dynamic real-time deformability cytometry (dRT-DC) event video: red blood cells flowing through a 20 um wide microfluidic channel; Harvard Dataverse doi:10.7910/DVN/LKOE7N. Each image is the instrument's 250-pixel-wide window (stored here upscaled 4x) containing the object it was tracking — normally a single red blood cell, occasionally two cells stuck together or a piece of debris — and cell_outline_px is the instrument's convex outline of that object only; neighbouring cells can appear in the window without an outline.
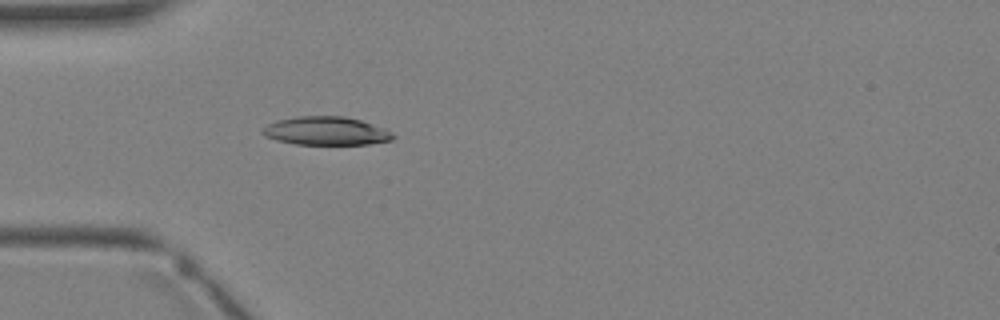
{"species": "Egyptian fruit bat (a non-hibernating species)", "species_latin": "Rousettus aegyptiacus", "temperature_condition": "warm", "stored_images_in_passage": 4, "camera_frame_rate_fps": 3000, "um_per_image_px": 0.085, "animal": {"sex": "female"}, "frame": {"image": 1, "passage_image": 4, "time_ms": 4.333, "image_size_px": [1000, 320], "cell_outline_px": [[396, 136], [392, 140], [368, 144], [296, 144], [276, 140], [264, 136], [260, 132], [268, 124], [276, 120], [296, 116], [344, 116], [360, 120], [384, 128], [392, 132]], "centroid_in_image_um": [27.71, 11.13], "position_along_channel_um": 57.3, "area_um2": 21.62}}